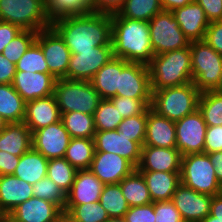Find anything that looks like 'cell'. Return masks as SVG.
Here are the masks:
<instances>
[{
    "mask_svg": "<svg viewBox=\"0 0 222 222\" xmlns=\"http://www.w3.org/2000/svg\"><path fill=\"white\" fill-rule=\"evenodd\" d=\"M51 27L64 40L70 51H86L111 43V13L91 11L58 19Z\"/></svg>",
    "mask_w": 222,
    "mask_h": 222,
    "instance_id": "6da1fadb",
    "label": "cell"
},
{
    "mask_svg": "<svg viewBox=\"0 0 222 222\" xmlns=\"http://www.w3.org/2000/svg\"><path fill=\"white\" fill-rule=\"evenodd\" d=\"M113 55L128 62L148 65L154 57L150 43L149 22L111 13Z\"/></svg>",
    "mask_w": 222,
    "mask_h": 222,
    "instance_id": "7a4b0ae2",
    "label": "cell"
},
{
    "mask_svg": "<svg viewBox=\"0 0 222 222\" xmlns=\"http://www.w3.org/2000/svg\"><path fill=\"white\" fill-rule=\"evenodd\" d=\"M151 91L192 82L190 47L154 55L148 64Z\"/></svg>",
    "mask_w": 222,
    "mask_h": 222,
    "instance_id": "3957f363",
    "label": "cell"
},
{
    "mask_svg": "<svg viewBox=\"0 0 222 222\" xmlns=\"http://www.w3.org/2000/svg\"><path fill=\"white\" fill-rule=\"evenodd\" d=\"M200 94L193 82L155 90L152 92L151 109L176 122L198 109Z\"/></svg>",
    "mask_w": 222,
    "mask_h": 222,
    "instance_id": "277c9868",
    "label": "cell"
},
{
    "mask_svg": "<svg viewBox=\"0 0 222 222\" xmlns=\"http://www.w3.org/2000/svg\"><path fill=\"white\" fill-rule=\"evenodd\" d=\"M54 95L61 114L79 111L94 115L102 100L90 81L67 78L56 79Z\"/></svg>",
    "mask_w": 222,
    "mask_h": 222,
    "instance_id": "5b68a950",
    "label": "cell"
},
{
    "mask_svg": "<svg viewBox=\"0 0 222 222\" xmlns=\"http://www.w3.org/2000/svg\"><path fill=\"white\" fill-rule=\"evenodd\" d=\"M192 82L201 92L215 91L222 73V56L204 40L189 44Z\"/></svg>",
    "mask_w": 222,
    "mask_h": 222,
    "instance_id": "8992f818",
    "label": "cell"
},
{
    "mask_svg": "<svg viewBox=\"0 0 222 222\" xmlns=\"http://www.w3.org/2000/svg\"><path fill=\"white\" fill-rule=\"evenodd\" d=\"M0 21L36 32L51 27L45 0H0Z\"/></svg>",
    "mask_w": 222,
    "mask_h": 222,
    "instance_id": "52a82bcc",
    "label": "cell"
},
{
    "mask_svg": "<svg viewBox=\"0 0 222 222\" xmlns=\"http://www.w3.org/2000/svg\"><path fill=\"white\" fill-rule=\"evenodd\" d=\"M214 169L207 153L182 156L181 184L196 192L216 196L221 184L216 178Z\"/></svg>",
    "mask_w": 222,
    "mask_h": 222,
    "instance_id": "ba28073f",
    "label": "cell"
},
{
    "mask_svg": "<svg viewBox=\"0 0 222 222\" xmlns=\"http://www.w3.org/2000/svg\"><path fill=\"white\" fill-rule=\"evenodd\" d=\"M150 43L154 55L183 49L190 41L179 28L171 11H161L149 21Z\"/></svg>",
    "mask_w": 222,
    "mask_h": 222,
    "instance_id": "9c48e42d",
    "label": "cell"
},
{
    "mask_svg": "<svg viewBox=\"0 0 222 222\" xmlns=\"http://www.w3.org/2000/svg\"><path fill=\"white\" fill-rule=\"evenodd\" d=\"M67 79L90 81L96 72L113 57L112 42L86 51H70Z\"/></svg>",
    "mask_w": 222,
    "mask_h": 222,
    "instance_id": "30bf717a",
    "label": "cell"
},
{
    "mask_svg": "<svg viewBox=\"0 0 222 222\" xmlns=\"http://www.w3.org/2000/svg\"><path fill=\"white\" fill-rule=\"evenodd\" d=\"M35 42L42 49L49 73L55 79L67 78L71 52L60 35L49 27L38 31Z\"/></svg>",
    "mask_w": 222,
    "mask_h": 222,
    "instance_id": "8fae6325",
    "label": "cell"
},
{
    "mask_svg": "<svg viewBox=\"0 0 222 222\" xmlns=\"http://www.w3.org/2000/svg\"><path fill=\"white\" fill-rule=\"evenodd\" d=\"M207 127L198 109L175 122L176 148L182 156L203 153Z\"/></svg>",
    "mask_w": 222,
    "mask_h": 222,
    "instance_id": "7c38bea8",
    "label": "cell"
},
{
    "mask_svg": "<svg viewBox=\"0 0 222 222\" xmlns=\"http://www.w3.org/2000/svg\"><path fill=\"white\" fill-rule=\"evenodd\" d=\"M117 96L134 99H152L148 65L122 59Z\"/></svg>",
    "mask_w": 222,
    "mask_h": 222,
    "instance_id": "4fadbf2b",
    "label": "cell"
},
{
    "mask_svg": "<svg viewBox=\"0 0 222 222\" xmlns=\"http://www.w3.org/2000/svg\"><path fill=\"white\" fill-rule=\"evenodd\" d=\"M70 140L62 120L32 133V147L48 160L64 158Z\"/></svg>",
    "mask_w": 222,
    "mask_h": 222,
    "instance_id": "5bb4252c",
    "label": "cell"
},
{
    "mask_svg": "<svg viewBox=\"0 0 222 222\" xmlns=\"http://www.w3.org/2000/svg\"><path fill=\"white\" fill-rule=\"evenodd\" d=\"M95 152H111L127 159L135 168L141 160L142 146L126 137L117 129L96 131Z\"/></svg>",
    "mask_w": 222,
    "mask_h": 222,
    "instance_id": "9a60e30c",
    "label": "cell"
},
{
    "mask_svg": "<svg viewBox=\"0 0 222 222\" xmlns=\"http://www.w3.org/2000/svg\"><path fill=\"white\" fill-rule=\"evenodd\" d=\"M213 196L196 192L180 184L173 194L172 201L183 220L200 222L210 214Z\"/></svg>",
    "mask_w": 222,
    "mask_h": 222,
    "instance_id": "2e32d148",
    "label": "cell"
},
{
    "mask_svg": "<svg viewBox=\"0 0 222 222\" xmlns=\"http://www.w3.org/2000/svg\"><path fill=\"white\" fill-rule=\"evenodd\" d=\"M136 169L127 159L111 152H95L89 170L104 184H118Z\"/></svg>",
    "mask_w": 222,
    "mask_h": 222,
    "instance_id": "e0dca14e",
    "label": "cell"
},
{
    "mask_svg": "<svg viewBox=\"0 0 222 222\" xmlns=\"http://www.w3.org/2000/svg\"><path fill=\"white\" fill-rule=\"evenodd\" d=\"M56 79L50 73L16 71L12 83L25 102L54 94Z\"/></svg>",
    "mask_w": 222,
    "mask_h": 222,
    "instance_id": "ac0fdd59",
    "label": "cell"
},
{
    "mask_svg": "<svg viewBox=\"0 0 222 222\" xmlns=\"http://www.w3.org/2000/svg\"><path fill=\"white\" fill-rule=\"evenodd\" d=\"M182 155L177 148L142 146L139 171L181 172Z\"/></svg>",
    "mask_w": 222,
    "mask_h": 222,
    "instance_id": "d6986e66",
    "label": "cell"
},
{
    "mask_svg": "<svg viewBox=\"0 0 222 222\" xmlns=\"http://www.w3.org/2000/svg\"><path fill=\"white\" fill-rule=\"evenodd\" d=\"M62 114L57 105L55 95L26 102L24 123L34 131L61 120Z\"/></svg>",
    "mask_w": 222,
    "mask_h": 222,
    "instance_id": "ffe728a7",
    "label": "cell"
},
{
    "mask_svg": "<svg viewBox=\"0 0 222 222\" xmlns=\"http://www.w3.org/2000/svg\"><path fill=\"white\" fill-rule=\"evenodd\" d=\"M179 28L190 41H202L209 26L203 8L197 3H189L172 11Z\"/></svg>",
    "mask_w": 222,
    "mask_h": 222,
    "instance_id": "44dd1931",
    "label": "cell"
},
{
    "mask_svg": "<svg viewBox=\"0 0 222 222\" xmlns=\"http://www.w3.org/2000/svg\"><path fill=\"white\" fill-rule=\"evenodd\" d=\"M104 184L89 170H77L71 190L66 194V205L96 203Z\"/></svg>",
    "mask_w": 222,
    "mask_h": 222,
    "instance_id": "7402d4cb",
    "label": "cell"
},
{
    "mask_svg": "<svg viewBox=\"0 0 222 222\" xmlns=\"http://www.w3.org/2000/svg\"><path fill=\"white\" fill-rule=\"evenodd\" d=\"M153 147L176 148L175 122L147 108V125L144 144Z\"/></svg>",
    "mask_w": 222,
    "mask_h": 222,
    "instance_id": "603a6c76",
    "label": "cell"
},
{
    "mask_svg": "<svg viewBox=\"0 0 222 222\" xmlns=\"http://www.w3.org/2000/svg\"><path fill=\"white\" fill-rule=\"evenodd\" d=\"M62 211L56 204L33 196L15 207L9 215L18 222H55Z\"/></svg>",
    "mask_w": 222,
    "mask_h": 222,
    "instance_id": "cb8c5ba5",
    "label": "cell"
},
{
    "mask_svg": "<svg viewBox=\"0 0 222 222\" xmlns=\"http://www.w3.org/2000/svg\"><path fill=\"white\" fill-rule=\"evenodd\" d=\"M33 196V187L28 182L13 174L0 175V214H9Z\"/></svg>",
    "mask_w": 222,
    "mask_h": 222,
    "instance_id": "d4e9b609",
    "label": "cell"
},
{
    "mask_svg": "<svg viewBox=\"0 0 222 222\" xmlns=\"http://www.w3.org/2000/svg\"><path fill=\"white\" fill-rule=\"evenodd\" d=\"M144 177L152 202L172 200L181 184L180 172L140 171Z\"/></svg>",
    "mask_w": 222,
    "mask_h": 222,
    "instance_id": "484cf974",
    "label": "cell"
},
{
    "mask_svg": "<svg viewBox=\"0 0 222 222\" xmlns=\"http://www.w3.org/2000/svg\"><path fill=\"white\" fill-rule=\"evenodd\" d=\"M32 147V133L21 123H8L0 132V150L21 156Z\"/></svg>",
    "mask_w": 222,
    "mask_h": 222,
    "instance_id": "4316f807",
    "label": "cell"
},
{
    "mask_svg": "<svg viewBox=\"0 0 222 222\" xmlns=\"http://www.w3.org/2000/svg\"><path fill=\"white\" fill-rule=\"evenodd\" d=\"M121 71L122 58L113 57L108 63L102 66L90 80L91 85L102 99H111L117 96L119 74Z\"/></svg>",
    "mask_w": 222,
    "mask_h": 222,
    "instance_id": "83f0119b",
    "label": "cell"
},
{
    "mask_svg": "<svg viewBox=\"0 0 222 222\" xmlns=\"http://www.w3.org/2000/svg\"><path fill=\"white\" fill-rule=\"evenodd\" d=\"M48 159L31 147L20 156L19 163L13 173L18 179L33 185L47 177Z\"/></svg>",
    "mask_w": 222,
    "mask_h": 222,
    "instance_id": "f1b7e54d",
    "label": "cell"
},
{
    "mask_svg": "<svg viewBox=\"0 0 222 222\" xmlns=\"http://www.w3.org/2000/svg\"><path fill=\"white\" fill-rule=\"evenodd\" d=\"M26 102L12 84H0V115L8 123H21L25 118Z\"/></svg>",
    "mask_w": 222,
    "mask_h": 222,
    "instance_id": "f546056e",
    "label": "cell"
},
{
    "mask_svg": "<svg viewBox=\"0 0 222 222\" xmlns=\"http://www.w3.org/2000/svg\"><path fill=\"white\" fill-rule=\"evenodd\" d=\"M118 184L129 207L152 203L146 181L137 168Z\"/></svg>",
    "mask_w": 222,
    "mask_h": 222,
    "instance_id": "4dcf8cb0",
    "label": "cell"
},
{
    "mask_svg": "<svg viewBox=\"0 0 222 222\" xmlns=\"http://www.w3.org/2000/svg\"><path fill=\"white\" fill-rule=\"evenodd\" d=\"M94 138H71L64 158L76 169H89L94 158Z\"/></svg>",
    "mask_w": 222,
    "mask_h": 222,
    "instance_id": "1f68e13d",
    "label": "cell"
},
{
    "mask_svg": "<svg viewBox=\"0 0 222 222\" xmlns=\"http://www.w3.org/2000/svg\"><path fill=\"white\" fill-rule=\"evenodd\" d=\"M161 11V0H124L117 13L128 19L149 22Z\"/></svg>",
    "mask_w": 222,
    "mask_h": 222,
    "instance_id": "d6a6232c",
    "label": "cell"
},
{
    "mask_svg": "<svg viewBox=\"0 0 222 222\" xmlns=\"http://www.w3.org/2000/svg\"><path fill=\"white\" fill-rule=\"evenodd\" d=\"M45 10L51 24L61 18L91 12L85 0H45Z\"/></svg>",
    "mask_w": 222,
    "mask_h": 222,
    "instance_id": "836d02e7",
    "label": "cell"
},
{
    "mask_svg": "<svg viewBox=\"0 0 222 222\" xmlns=\"http://www.w3.org/2000/svg\"><path fill=\"white\" fill-rule=\"evenodd\" d=\"M61 120L71 138H94V116L79 111L63 113Z\"/></svg>",
    "mask_w": 222,
    "mask_h": 222,
    "instance_id": "e575fe53",
    "label": "cell"
},
{
    "mask_svg": "<svg viewBox=\"0 0 222 222\" xmlns=\"http://www.w3.org/2000/svg\"><path fill=\"white\" fill-rule=\"evenodd\" d=\"M99 203L106 210L109 218H122L129 210L119 184L104 185Z\"/></svg>",
    "mask_w": 222,
    "mask_h": 222,
    "instance_id": "d590c367",
    "label": "cell"
},
{
    "mask_svg": "<svg viewBox=\"0 0 222 222\" xmlns=\"http://www.w3.org/2000/svg\"><path fill=\"white\" fill-rule=\"evenodd\" d=\"M198 110L207 126L222 125V94L217 91L201 93Z\"/></svg>",
    "mask_w": 222,
    "mask_h": 222,
    "instance_id": "8d00e7d4",
    "label": "cell"
},
{
    "mask_svg": "<svg viewBox=\"0 0 222 222\" xmlns=\"http://www.w3.org/2000/svg\"><path fill=\"white\" fill-rule=\"evenodd\" d=\"M77 170L65 159H50L47 177L53 180L66 194L71 190Z\"/></svg>",
    "mask_w": 222,
    "mask_h": 222,
    "instance_id": "74e56055",
    "label": "cell"
},
{
    "mask_svg": "<svg viewBox=\"0 0 222 222\" xmlns=\"http://www.w3.org/2000/svg\"><path fill=\"white\" fill-rule=\"evenodd\" d=\"M96 131L115 130L124 117L109 99H102L94 112Z\"/></svg>",
    "mask_w": 222,
    "mask_h": 222,
    "instance_id": "f35d334b",
    "label": "cell"
},
{
    "mask_svg": "<svg viewBox=\"0 0 222 222\" xmlns=\"http://www.w3.org/2000/svg\"><path fill=\"white\" fill-rule=\"evenodd\" d=\"M79 222H106L109 217L99 202L81 205H65L64 208Z\"/></svg>",
    "mask_w": 222,
    "mask_h": 222,
    "instance_id": "ab89813d",
    "label": "cell"
},
{
    "mask_svg": "<svg viewBox=\"0 0 222 222\" xmlns=\"http://www.w3.org/2000/svg\"><path fill=\"white\" fill-rule=\"evenodd\" d=\"M38 32L22 30L3 49L2 55L16 64L28 48L36 41Z\"/></svg>",
    "mask_w": 222,
    "mask_h": 222,
    "instance_id": "60d3db41",
    "label": "cell"
},
{
    "mask_svg": "<svg viewBox=\"0 0 222 222\" xmlns=\"http://www.w3.org/2000/svg\"><path fill=\"white\" fill-rule=\"evenodd\" d=\"M16 71L49 73L41 47L34 42L16 63Z\"/></svg>",
    "mask_w": 222,
    "mask_h": 222,
    "instance_id": "b9f144b4",
    "label": "cell"
},
{
    "mask_svg": "<svg viewBox=\"0 0 222 222\" xmlns=\"http://www.w3.org/2000/svg\"><path fill=\"white\" fill-rule=\"evenodd\" d=\"M34 197L48 200L62 210L66 205V193L50 178L45 177L32 185Z\"/></svg>",
    "mask_w": 222,
    "mask_h": 222,
    "instance_id": "7bdbcfd3",
    "label": "cell"
},
{
    "mask_svg": "<svg viewBox=\"0 0 222 222\" xmlns=\"http://www.w3.org/2000/svg\"><path fill=\"white\" fill-rule=\"evenodd\" d=\"M147 125V109L139 115L124 118L118 125L117 130L131 141L138 142L141 146L144 144Z\"/></svg>",
    "mask_w": 222,
    "mask_h": 222,
    "instance_id": "ee69618b",
    "label": "cell"
},
{
    "mask_svg": "<svg viewBox=\"0 0 222 222\" xmlns=\"http://www.w3.org/2000/svg\"><path fill=\"white\" fill-rule=\"evenodd\" d=\"M124 117L142 114L151 107L152 99H134L124 96H115L109 99Z\"/></svg>",
    "mask_w": 222,
    "mask_h": 222,
    "instance_id": "f6af8a7d",
    "label": "cell"
},
{
    "mask_svg": "<svg viewBox=\"0 0 222 222\" xmlns=\"http://www.w3.org/2000/svg\"><path fill=\"white\" fill-rule=\"evenodd\" d=\"M155 222H181L183 219L172 200L153 202Z\"/></svg>",
    "mask_w": 222,
    "mask_h": 222,
    "instance_id": "bcb514c9",
    "label": "cell"
},
{
    "mask_svg": "<svg viewBox=\"0 0 222 222\" xmlns=\"http://www.w3.org/2000/svg\"><path fill=\"white\" fill-rule=\"evenodd\" d=\"M126 222H155L156 216L153 209V202L129 207V210L123 217Z\"/></svg>",
    "mask_w": 222,
    "mask_h": 222,
    "instance_id": "7dc6e473",
    "label": "cell"
},
{
    "mask_svg": "<svg viewBox=\"0 0 222 222\" xmlns=\"http://www.w3.org/2000/svg\"><path fill=\"white\" fill-rule=\"evenodd\" d=\"M222 151V125L208 126L203 153Z\"/></svg>",
    "mask_w": 222,
    "mask_h": 222,
    "instance_id": "c3c4849f",
    "label": "cell"
},
{
    "mask_svg": "<svg viewBox=\"0 0 222 222\" xmlns=\"http://www.w3.org/2000/svg\"><path fill=\"white\" fill-rule=\"evenodd\" d=\"M203 40L222 56V20L209 23Z\"/></svg>",
    "mask_w": 222,
    "mask_h": 222,
    "instance_id": "681fc988",
    "label": "cell"
},
{
    "mask_svg": "<svg viewBox=\"0 0 222 222\" xmlns=\"http://www.w3.org/2000/svg\"><path fill=\"white\" fill-rule=\"evenodd\" d=\"M209 22L222 20V0H196Z\"/></svg>",
    "mask_w": 222,
    "mask_h": 222,
    "instance_id": "f907efd6",
    "label": "cell"
},
{
    "mask_svg": "<svg viewBox=\"0 0 222 222\" xmlns=\"http://www.w3.org/2000/svg\"><path fill=\"white\" fill-rule=\"evenodd\" d=\"M21 31L22 29L17 25L0 21V53L3 52L5 46Z\"/></svg>",
    "mask_w": 222,
    "mask_h": 222,
    "instance_id": "816d5d0a",
    "label": "cell"
},
{
    "mask_svg": "<svg viewBox=\"0 0 222 222\" xmlns=\"http://www.w3.org/2000/svg\"><path fill=\"white\" fill-rule=\"evenodd\" d=\"M19 160L20 156L0 150V175H12Z\"/></svg>",
    "mask_w": 222,
    "mask_h": 222,
    "instance_id": "f5cc1de1",
    "label": "cell"
},
{
    "mask_svg": "<svg viewBox=\"0 0 222 222\" xmlns=\"http://www.w3.org/2000/svg\"><path fill=\"white\" fill-rule=\"evenodd\" d=\"M16 73V64L0 53V84H12Z\"/></svg>",
    "mask_w": 222,
    "mask_h": 222,
    "instance_id": "db71d44e",
    "label": "cell"
},
{
    "mask_svg": "<svg viewBox=\"0 0 222 222\" xmlns=\"http://www.w3.org/2000/svg\"><path fill=\"white\" fill-rule=\"evenodd\" d=\"M124 0H91L90 8L94 12L114 13L122 6Z\"/></svg>",
    "mask_w": 222,
    "mask_h": 222,
    "instance_id": "11a10c76",
    "label": "cell"
},
{
    "mask_svg": "<svg viewBox=\"0 0 222 222\" xmlns=\"http://www.w3.org/2000/svg\"><path fill=\"white\" fill-rule=\"evenodd\" d=\"M211 163L215 167V174L218 182L222 184V151H216L208 154Z\"/></svg>",
    "mask_w": 222,
    "mask_h": 222,
    "instance_id": "9f6ffc18",
    "label": "cell"
},
{
    "mask_svg": "<svg viewBox=\"0 0 222 222\" xmlns=\"http://www.w3.org/2000/svg\"><path fill=\"white\" fill-rule=\"evenodd\" d=\"M210 215L222 222V198L218 195L213 196L211 200Z\"/></svg>",
    "mask_w": 222,
    "mask_h": 222,
    "instance_id": "6f0895ef",
    "label": "cell"
},
{
    "mask_svg": "<svg viewBox=\"0 0 222 222\" xmlns=\"http://www.w3.org/2000/svg\"><path fill=\"white\" fill-rule=\"evenodd\" d=\"M193 2L196 0H161L163 10L171 12Z\"/></svg>",
    "mask_w": 222,
    "mask_h": 222,
    "instance_id": "680465c9",
    "label": "cell"
},
{
    "mask_svg": "<svg viewBox=\"0 0 222 222\" xmlns=\"http://www.w3.org/2000/svg\"><path fill=\"white\" fill-rule=\"evenodd\" d=\"M55 222H79L72 215H70L67 211L63 210Z\"/></svg>",
    "mask_w": 222,
    "mask_h": 222,
    "instance_id": "91938a15",
    "label": "cell"
},
{
    "mask_svg": "<svg viewBox=\"0 0 222 222\" xmlns=\"http://www.w3.org/2000/svg\"><path fill=\"white\" fill-rule=\"evenodd\" d=\"M0 222H18L9 214H0Z\"/></svg>",
    "mask_w": 222,
    "mask_h": 222,
    "instance_id": "94428289",
    "label": "cell"
},
{
    "mask_svg": "<svg viewBox=\"0 0 222 222\" xmlns=\"http://www.w3.org/2000/svg\"><path fill=\"white\" fill-rule=\"evenodd\" d=\"M200 222H221L219 220H215V217L211 216L210 214L204 218L202 221Z\"/></svg>",
    "mask_w": 222,
    "mask_h": 222,
    "instance_id": "6125c7cd",
    "label": "cell"
},
{
    "mask_svg": "<svg viewBox=\"0 0 222 222\" xmlns=\"http://www.w3.org/2000/svg\"><path fill=\"white\" fill-rule=\"evenodd\" d=\"M8 122L0 115V132L6 127Z\"/></svg>",
    "mask_w": 222,
    "mask_h": 222,
    "instance_id": "be15d7a7",
    "label": "cell"
},
{
    "mask_svg": "<svg viewBox=\"0 0 222 222\" xmlns=\"http://www.w3.org/2000/svg\"><path fill=\"white\" fill-rule=\"evenodd\" d=\"M106 222H126V221L122 217V218H109Z\"/></svg>",
    "mask_w": 222,
    "mask_h": 222,
    "instance_id": "e7e4bbea",
    "label": "cell"
},
{
    "mask_svg": "<svg viewBox=\"0 0 222 222\" xmlns=\"http://www.w3.org/2000/svg\"><path fill=\"white\" fill-rule=\"evenodd\" d=\"M215 91L222 94V73H221V78H220V81H219V85H218V87Z\"/></svg>",
    "mask_w": 222,
    "mask_h": 222,
    "instance_id": "03108f58",
    "label": "cell"
},
{
    "mask_svg": "<svg viewBox=\"0 0 222 222\" xmlns=\"http://www.w3.org/2000/svg\"><path fill=\"white\" fill-rule=\"evenodd\" d=\"M218 196L222 198V184L220 185Z\"/></svg>",
    "mask_w": 222,
    "mask_h": 222,
    "instance_id": "003e7915",
    "label": "cell"
},
{
    "mask_svg": "<svg viewBox=\"0 0 222 222\" xmlns=\"http://www.w3.org/2000/svg\"><path fill=\"white\" fill-rule=\"evenodd\" d=\"M89 5H90V3H91V0H85Z\"/></svg>",
    "mask_w": 222,
    "mask_h": 222,
    "instance_id": "a7ac6f4b",
    "label": "cell"
},
{
    "mask_svg": "<svg viewBox=\"0 0 222 222\" xmlns=\"http://www.w3.org/2000/svg\"><path fill=\"white\" fill-rule=\"evenodd\" d=\"M181 222H194V221H186V220H182Z\"/></svg>",
    "mask_w": 222,
    "mask_h": 222,
    "instance_id": "89a4df30",
    "label": "cell"
}]
</instances>
